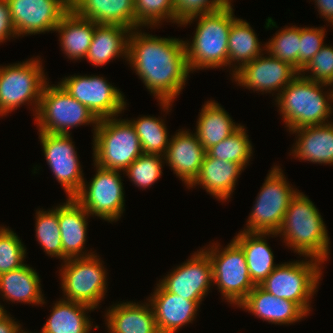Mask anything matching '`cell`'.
Wrapping results in <instances>:
<instances>
[{
  "mask_svg": "<svg viewBox=\"0 0 333 333\" xmlns=\"http://www.w3.org/2000/svg\"><path fill=\"white\" fill-rule=\"evenodd\" d=\"M326 29L322 27H300V45L298 50V72L310 62L324 45Z\"/></svg>",
  "mask_w": 333,
  "mask_h": 333,
  "instance_id": "41",
  "label": "cell"
},
{
  "mask_svg": "<svg viewBox=\"0 0 333 333\" xmlns=\"http://www.w3.org/2000/svg\"><path fill=\"white\" fill-rule=\"evenodd\" d=\"M329 86H330V87L332 86V88H333V81L329 84Z\"/></svg>",
  "mask_w": 333,
  "mask_h": 333,
  "instance_id": "47",
  "label": "cell"
},
{
  "mask_svg": "<svg viewBox=\"0 0 333 333\" xmlns=\"http://www.w3.org/2000/svg\"><path fill=\"white\" fill-rule=\"evenodd\" d=\"M155 116H141L129 120L139 137L143 154L164 156L170 141L164 119Z\"/></svg>",
  "mask_w": 333,
  "mask_h": 333,
  "instance_id": "33",
  "label": "cell"
},
{
  "mask_svg": "<svg viewBox=\"0 0 333 333\" xmlns=\"http://www.w3.org/2000/svg\"><path fill=\"white\" fill-rule=\"evenodd\" d=\"M323 218L308 196L298 190L284 214L277 235L300 256L327 261L330 237Z\"/></svg>",
  "mask_w": 333,
  "mask_h": 333,
  "instance_id": "2",
  "label": "cell"
},
{
  "mask_svg": "<svg viewBox=\"0 0 333 333\" xmlns=\"http://www.w3.org/2000/svg\"><path fill=\"white\" fill-rule=\"evenodd\" d=\"M71 9L96 24L135 29L134 0H70Z\"/></svg>",
  "mask_w": 333,
  "mask_h": 333,
  "instance_id": "25",
  "label": "cell"
},
{
  "mask_svg": "<svg viewBox=\"0 0 333 333\" xmlns=\"http://www.w3.org/2000/svg\"><path fill=\"white\" fill-rule=\"evenodd\" d=\"M231 2L232 0H174L175 23L180 26L191 17L214 12Z\"/></svg>",
  "mask_w": 333,
  "mask_h": 333,
  "instance_id": "42",
  "label": "cell"
},
{
  "mask_svg": "<svg viewBox=\"0 0 333 333\" xmlns=\"http://www.w3.org/2000/svg\"><path fill=\"white\" fill-rule=\"evenodd\" d=\"M300 45V27L285 26L265 43V52L288 63L298 71V50Z\"/></svg>",
  "mask_w": 333,
  "mask_h": 333,
  "instance_id": "37",
  "label": "cell"
},
{
  "mask_svg": "<svg viewBox=\"0 0 333 333\" xmlns=\"http://www.w3.org/2000/svg\"><path fill=\"white\" fill-rule=\"evenodd\" d=\"M260 43L250 23L241 18L232 23L228 37V66L232 76L265 51V46L261 47Z\"/></svg>",
  "mask_w": 333,
  "mask_h": 333,
  "instance_id": "32",
  "label": "cell"
},
{
  "mask_svg": "<svg viewBox=\"0 0 333 333\" xmlns=\"http://www.w3.org/2000/svg\"><path fill=\"white\" fill-rule=\"evenodd\" d=\"M58 32L60 47L71 60H82L88 53L95 31V22L77 15L70 9L60 20Z\"/></svg>",
  "mask_w": 333,
  "mask_h": 333,
  "instance_id": "29",
  "label": "cell"
},
{
  "mask_svg": "<svg viewBox=\"0 0 333 333\" xmlns=\"http://www.w3.org/2000/svg\"><path fill=\"white\" fill-rule=\"evenodd\" d=\"M93 140V164L104 169L123 172L143 154L129 119H118L117 116L98 120Z\"/></svg>",
  "mask_w": 333,
  "mask_h": 333,
  "instance_id": "5",
  "label": "cell"
},
{
  "mask_svg": "<svg viewBox=\"0 0 333 333\" xmlns=\"http://www.w3.org/2000/svg\"><path fill=\"white\" fill-rule=\"evenodd\" d=\"M217 243L203 247L212 264L213 284H216L223 299L238 306L255 287L244 251L233 239L225 248Z\"/></svg>",
  "mask_w": 333,
  "mask_h": 333,
  "instance_id": "10",
  "label": "cell"
},
{
  "mask_svg": "<svg viewBox=\"0 0 333 333\" xmlns=\"http://www.w3.org/2000/svg\"><path fill=\"white\" fill-rule=\"evenodd\" d=\"M199 113L195 133L205 150L218 144L241 126L233 122L228 112L215 100L206 101Z\"/></svg>",
  "mask_w": 333,
  "mask_h": 333,
  "instance_id": "31",
  "label": "cell"
},
{
  "mask_svg": "<svg viewBox=\"0 0 333 333\" xmlns=\"http://www.w3.org/2000/svg\"><path fill=\"white\" fill-rule=\"evenodd\" d=\"M63 205H58V222L60 226L63 261L71 258H83L95 255L86 252L88 218L90 215L74 198L68 197ZM84 250V251H83Z\"/></svg>",
  "mask_w": 333,
  "mask_h": 333,
  "instance_id": "20",
  "label": "cell"
},
{
  "mask_svg": "<svg viewBox=\"0 0 333 333\" xmlns=\"http://www.w3.org/2000/svg\"><path fill=\"white\" fill-rule=\"evenodd\" d=\"M18 37L54 31L71 9L70 0H7Z\"/></svg>",
  "mask_w": 333,
  "mask_h": 333,
  "instance_id": "16",
  "label": "cell"
},
{
  "mask_svg": "<svg viewBox=\"0 0 333 333\" xmlns=\"http://www.w3.org/2000/svg\"><path fill=\"white\" fill-rule=\"evenodd\" d=\"M319 15L333 25V0H314Z\"/></svg>",
  "mask_w": 333,
  "mask_h": 333,
  "instance_id": "45",
  "label": "cell"
},
{
  "mask_svg": "<svg viewBox=\"0 0 333 333\" xmlns=\"http://www.w3.org/2000/svg\"><path fill=\"white\" fill-rule=\"evenodd\" d=\"M38 138L54 178L61 184L67 197H74L80 191L85 178L71 133L39 132Z\"/></svg>",
  "mask_w": 333,
  "mask_h": 333,
  "instance_id": "14",
  "label": "cell"
},
{
  "mask_svg": "<svg viewBox=\"0 0 333 333\" xmlns=\"http://www.w3.org/2000/svg\"><path fill=\"white\" fill-rule=\"evenodd\" d=\"M177 131L170 138L164 161L188 188L199 175L206 150L196 133L189 129Z\"/></svg>",
  "mask_w": 333,
  "mask_h": 333,
  "instance_id": "18",
  "label": "cell"
},
{
  "mask_svg": "<svg viewBox=\"0 0 333 333\" xmlns=\"http://www.w3.org/2000/svg\"><path fill=\"white\" fill-rule=\"evenodd\" d=\"M78 102L85 105L98 119L119 116L126 110L123 93L106 78L97 75L65 76L58 82Z\"/></svg>",
  "mask_w": 333,
  "mask_h": 333,
  "instance_id": "13",
  "label": "cell"
},
{
  "mask_svg": "<svg viewBox=\"0 0 333 333\" xmlns=\"http://www.w3.org/2000/svg\"><path fill=\"white\" fill-rule=\"evenodd\" d=\"M280 166H273L260 187L250 216L247 219L246 232L277 233L291 199L297 194Z\"/></svg>",
  "mask_w": 333,
  "mask_h": 333,
  "instance_id": "11",
  "label": "cell"
},
{
  "mask_svg": "<svg viewBox=\"0 0 333 333\" xmlns=\"http://www.w3.org/2000/svg\"><path fill=\"white\" fill-rule=\"evenodd\" d=\"M305 258L279 264L260 286L276 297L297 303L309 315L324 263L317 258Z\"/></svg>",
  "mask_w": 333,
  "mask_h": 333,
  "instance_id": "6",
  "label": "cell"
},
{
  "mask_svg": "<svg viewBox=\"0 0 333 333\" xmlns=\"http://www.w3.org/2000/svg\"><path fill=\"white\" fill-rule=\"evenodd\" d=\"M53 304L40 333H90L93 321L87 314L94 311L92 307L62 298Z\"/></svg>",
  "mask_w": 333,
  "mask_h": 333,
  "instance_id": "30",
  "label": "cell"
},
{
  "mask_svg": "<svg viewBox=\"0 0 333 333\" xmlns=\"http://www.w3.org/2000/svg\"><path fill=\"white\" fill-rule=\"evenodd\" d=\"M147 301L156 319L160 333H176L186 324L192 323L200 305L196 301L167 292L159 283Z\"/></svg>",
  "mask_w": 333,
  "mask_h": 333,
  "instance_id": "19",
  "label": "cell"
},
{
  "mask_svg": "<svg viewBox=\"0 0 333 333\" xmlns=\"http://www.w3.org/2000/svg\"><path fill=\"white\" fill-rule=\"evenodd\" d=\"M103 264L97 254L62 262L59 271L62 299L88 305L94 310L98 308L108 287V273Z\"/></svg>",
  "mask_w": 333,
  "mask_h": 333,
  "instance_id": "9",
  "label": "cell"
},
{
  "mask_svg": "<svg viewBox=\"0 0 333 333\" xmlns=\"http://www.w3.org/2000/svg\"><path fill=\"white\" fill-rule=\"evenodd\" d=\"M139 29L130 32L127 63L167 114L191 73L184 40L158 37Z\"/></svg>",
  "mask_w": 333,
  "mask_h": 333,
  "instance_id": "1",
  "label": "cell"
},
{
  "mask_svg": "<svg viewBox=\"0 0 333 333\" xmlns=\"http://www.w3.org/2000/svg\"><path fill=\"white\" fill-rule=\"evenodd\" d=\"M17 38V33L10 16V8L7 0H0V43Z\"/></svg>",
  "mask_w": 333,
  "mask_h": 333,
  "instance_id": "43",
  "label": "cell"
},
{
  "mask_svg": "<svg viewBox=\"0 0 333 333\" xmlns=\"http://www.w3.org/2000/svg\"><path fill=\"white\" fill-rule=\"evenodd\" d=\"M96 174L90 182L83 181L74 198L91 217L117 222L125 211L124 187L121 171L101 168L94 164Z\"/></svg>",
  "mask_w": 333,
  "mask_h": 333,
  "instance_id": "12",
  "label": "cell"
},
{
  "mask_svg": "<svg viewBox=\"0 0 333 333\" xmlns=\"http://www.w3.org/2000/svg\"><path fill=\"white\" fill-rule=\"evenodd\" d=\"M299 74L315 82L330 84L333 81V46L324 44Z\"/></svg>",
  "mask_w": 333,
  "mask_h": 333,
  "instance_id": "40",
  "label": "cell"
},
{
  "mask_svg": "<svg viewBox=\"0 0 333 333\" xmlns=\"http://www.w3.org/2000/svg\"><path fill=\"white\" fill-rule=\"evenodd\" d=\"M159 284L167 291L199 305L213 286L212 264L208 254L200 248L190 259L174 267Z\"/></svg>",
  "mask_w": 333,
  "mask_h": 333,
  "instance_id": "15",
  "label": "cell"
},
{
  "mask_svg": "<svg viewBox=\"0 0 333 333\" xmlns=\"http://www.w3.org/2000/svg\"><path fill=\"white\" fill-rule=\"evenodd\" d=\"M267 236L273 238L277 236V233L240 231L233 238L244 251L248 271L254 285H261L279 265L274 262V254L266 240Z\"/></svg>",
  "mask_w": 333,
  "mask_h": 333,
  "instance_id": "26",
  "label": "cell"
},
{
  "mask_svg": "<svg viewBox=\"0 0 333 333\" xmlns=\"http://www.w3.org/2000/svg\"><path fill=\"white\" fill-rule=\"evenodd\" d=\"M232 3L211 13L191 17L180 26L198 21L192 41H184L191 72L228 67V37L237 19Z\"/></svg>",
  "mask_w": 333,
  "mask_h": 333,
  "instance_id": "3",
  "label": "cell"
},
{
  "mask_svg": "<svg viewBox=\"0 0 333 333\" xmlns=\"http://www.w3.org/2000/svg\"><path fill=\"white\" fill-rule=\"evenodd\" d=\"M38 132L70 134L69 130L92 125L95 131L98 119L58 83L44 85L38 110L34 118Z\"/></svg>",
  "mask_w": 333,
  "mask_h": 333,
  "instance_id": "8",
  "label": "cell"
},
{
  "mask_svg": "<svg viewBox=\"0 0 333 333\" xmlns=\"http://www.w3.org/2000/svg\"><path fill=\"white\" fill-rule=\"evenodd\" d=\"M0 226V274L25 265L26 247L12 229Z\"/></svg>",
  "mask_w": 333,
  "mask_h": 333,
  "instance_id": "39",
  "label": "cell"
},
{
  "mask_svg": "<svg viewBox=\"0 0 333 333\" xmlns=\"http://www.w3.org/2000/svg\"><path fill=\"white\" fill-rule=\"evenodd\" d=\"M11 316L7 312L0 315V333H22L24 331L21 324Z\"/></svg>",
  "mask_w": 333,
  "mask_h": 333,
  "instance_id": "44",
  "label": "cell"
},
{
  "mask_svg": "<svg viewBox=\"0 0 333 333\" xmlns=\"http://www.w3.org/2000/svg\"><path fill=\"white\" fill-rule=\"evenodd\" d=\"M104 317L108 333H160L149 302H118Z\"/></svg>",
  "mask_w": 333,
  "mask_h": 333,
  "instance_id": "22",
  "label": "cell"
},
{
  "mask_svg": "<svg viewBox=\"0 0 333 333\" xmlns=\"http://www.w3.org/2000/svg\"><path fill=\"white\" fill-rule=\"evenodd\" d=\"M135 29L175 23L174 0H134ZM161 23V24H159Z\"/></svg>",
  "mask_w": 333,
  "mask_h": 333,
  "instance_id": "36",
  "label": "cell"
},
{
  "mask_svg": "<svg viewBox=\"0 0 333 333\" xmlns=\"http://www.w3.org/2000/svg\"><path fill=\"white\" fill-rule=\"evenodd\" d=\"M41 58L0 65V116L22 105H32L33 116L39 107L44 85L48 82ZM26 103V104H25ZM35 112V113H34Z\"/></svg>",
  "mask_w": 333,
  "mask_h": 333,
  "instance_id": "7",
  "label": "cell"
},
{
  "mask_svg": "<svg viewBox=\"0 0 333 333\" xmlns=\"http://www.w3.org/2000/svg\"><path fill=\"white\" fill-rule=\"evenodd\" d=\"M243 170L237 163L213 158L206 153L198 177L188 188L202 186L212 197L225 202L236 190L237 179Z\"/></svg>",
  "mask_w": 333,
  "mask_h": 333,
  "instance_id": "24",
  "label": "cell"
},
{
  "mask_svg": "<svg viewBox=\"0 0 333 333\" xmlns=\"http://www.w3.org/2000/svg\"><path fill=\"white\" fill-rule=\"evenodd\" d=\"M265 52L249 63L244 64L233 74L239 86L254 92L272 93L277 96L299 74V72L286 62Z\"/></svg>",
  "mask_w": 333,
  "mask_h": 333,
  "instance_id": "17",
  "label": "cell"
},
{
  "mask_svg": "<svg viewBox=\"0 0 333 333\" xmlns=\"http://www.w3.org/2000/svg\"><path fill=\"white\" fill-rule=\"evenodd\" d=\"M252 147L245 126L241 125L230 136L208 148L206 153L213 158L237 163L245 169L253 155Z\"/></svg>",
  "mask_w": 333,
  "mask_h": 333,
  "instance_id": "34",
  "label": "cell"
},
{
  "mask_svg": "<svg viewBox=\"0 0 333 333\" xmlns=\"http://www.w3.org/2000/svg\"><path fill=\"white\" fill-rule=\"evenodd\" d=\"M131 29L119 25L96 24L91 45L85 57L91 65L103 66L116 57L128 60Z\"/></svg>",
  "mask_w": 333,
  "mask_h": 333,
  "instance_id": "28",
  "label": "cell"
},
{
  "mask_svg": "<svg viewBox=\"0 0 333 333\" xmlns=\"http://www.w3.org/2000/svg\"><path fill=\"white\" fill-rule=\"evenodd\" d=\"M3 312H7V310H5V309H4V306L0 304V315H1Z\"/></svg>",
  "mask_w": 333,
  "mask_h": 333,
  "instance_id": "46",
  "label": "cell"
},
{
  "mask_svg": "<svg viewBox=\"0 0 333 333\" xmlns=\"http://www.w3.org/2000/svg\"><path fill=\"white\" fill-rule=\"evenodd\" d=\"M41 280L38 272L29 264L0 274V295L6 302L44 305Z\"/></svg>",
  "mask_w": 333,
  "mask_h": 333,
  "instance_id": "27",
  "label": "cell"
},
{
  "mask_svg": "<svg viewBox=\"0 0 333 333\" xmlns=\"http://www.w3.org/2000/svg\"><path fill=\"white\" fill-rule=\"evenodd\" d=\"M296 142L292 152L294 158L317 164L333 165V122L323 125L306 126L291 130ZM294 148V149H293Z\"/></svg>",
  "mask_w": 333,
  "mask_h": 333,
  "instance_id": "23",
  "label": "cell"
},
{
  "mask_svg": "<svg viewBox=\"0 0 333 333\" xmlns=\"http://www.w3.org/2000/svg\"><path fill=\"white\" fill-rule=\"evenodd\" d=\"M164 156L142 154L134 160L123 172L130 181L140 189L151 187L163 174ZM163 165V167H162Z\"/></svg>",
  "mask_w": 333,
  "mask_h": 333,
  "instance_id": "38",
  "label": "cell"
},
{
  "mask_svg": "<svg viewBox=\"0 0 333 333\" xmlns=\"http://www.w3.org/2000/svg\"><path fill=\"white\" fill-rule=\"evenodd\" d=\"M238 307L269 324L291 325L308 315L297 303L276 297L260 285H255Z\"/></svg>",
  "mask_w": 333,
  "mask_h": 333,
  "instance_id": "21",
  "label": "cell"
},
{
  "mask_svg": "<svg viewBox=\"0 0 333 333\" xmlns=\"http://www.w3.org/2000/svg\"><path fill=\"white\" fill-rule=\"evenodd\" d=\"M325 86V88H324ZM298 74L275 98L285 127L289 132L306 126L330 123L333 113V89Z\"/></svg>",
  "mask_w": 333,
  "mask_h": 333,
  "instance_id": "4",
  "label": "cell"
},
{
  "mask_svg": "<svg viewBox=\"0 0 333 333\" xmlns=\"http://www.w3.org/2000/svg\"><path fill=\"white\" fill-rule=\"evenodd\" d=\"M35 235L36 241L41 245L42 250L52 257L63 260L62 240L58 222V206L48 209H40L35 213Z\"/></svg>",
  "mask_w": 333,
  "mask_h": 333,
  "instance_id": "35",
  "label": "cell"
}]
</instances>
